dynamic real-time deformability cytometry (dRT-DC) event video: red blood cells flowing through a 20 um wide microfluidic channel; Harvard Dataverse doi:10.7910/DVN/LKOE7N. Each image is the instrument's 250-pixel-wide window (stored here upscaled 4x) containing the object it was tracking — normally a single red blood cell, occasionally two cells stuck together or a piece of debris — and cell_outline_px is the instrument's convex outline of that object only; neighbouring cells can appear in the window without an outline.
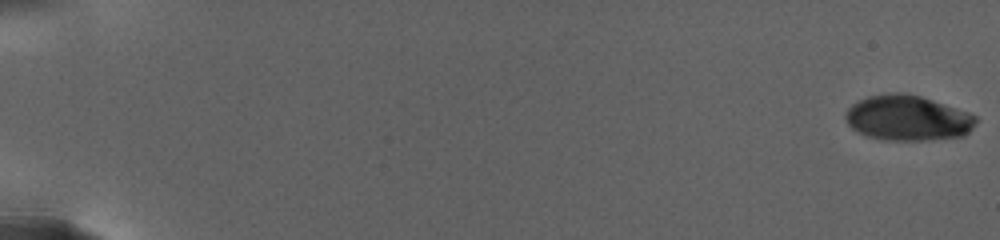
{"species": "human", "species_latin": "Homo sapiens", "temperature_condition": "warm", "stored_images_in_passage": 11, "camera_frame_rate_fps": 3000, "um_per_image_px": 0.085, "donor": {"sex": "female"}, "frame": {"image": 1, "passage_image": 1, "time_ms": 0.0, "image_size_px": [1000, 240], "cell_outline_px": [[976, 124], [964, 136], [928, 140], [884, 140], [864, 136], [856, 132], [848, 124], [844, 116], [848, 108], [852, 104], [868, 96], [896, 92], [900, 92], [920, 96], [968, 112], [976, 116]], "centroid_in_image_um": [77.13, 10.04], "position_along_channel_um": 7.9, "area_um2": 34.45}}
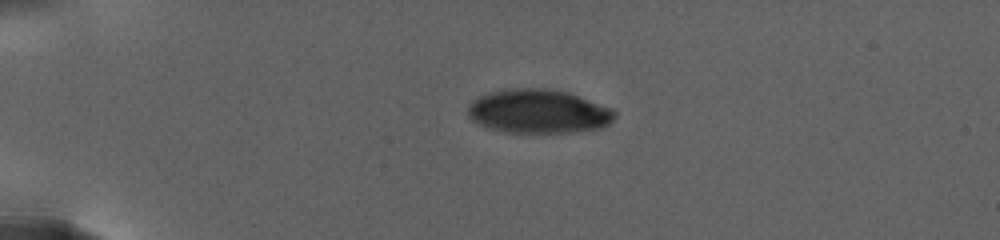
{"frame": {"image": 2, "passage_image": 7, "time_ms": 7.0, "image_size_px": [1000, 240], "cell_outline_px": [[616, 116], [608, 124], [600, 128], [572, 132], [504, 132], [488, 128], [472, 120], [468, 116], [468, 104], [472, 100], [488, 92], [504, 88], [544, 88], [568, 92], [612, 108], [616, 112]], "centroid_in_image_um": [45.74, 9.45], "position_along_channel_um": 39.3, "area_um2": 37.69}}
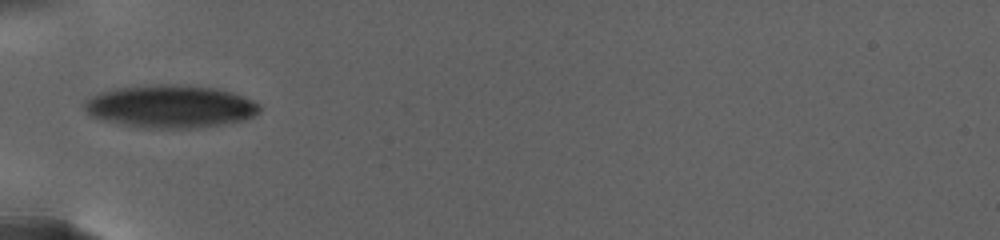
{"frame": {"image": 3, "passage_image": 10, "time_ms": 10.333, "image_size_px": [1000, 240], "cell_outline_px": [[260, 112], [256, 116], [244, 120], [200, 128], [136, 128], [100, 120], [88, 116], [80, 104], [88, 96], [100, 92], [116, 88], [144, 84], [180, 84], [216, 88], [232, 92], [252, 100], [260, 104]], "centroid_in_image_um": [14.4, 9.05], "position_along_channel_um": 70.6, "area_um2": 44.85}}